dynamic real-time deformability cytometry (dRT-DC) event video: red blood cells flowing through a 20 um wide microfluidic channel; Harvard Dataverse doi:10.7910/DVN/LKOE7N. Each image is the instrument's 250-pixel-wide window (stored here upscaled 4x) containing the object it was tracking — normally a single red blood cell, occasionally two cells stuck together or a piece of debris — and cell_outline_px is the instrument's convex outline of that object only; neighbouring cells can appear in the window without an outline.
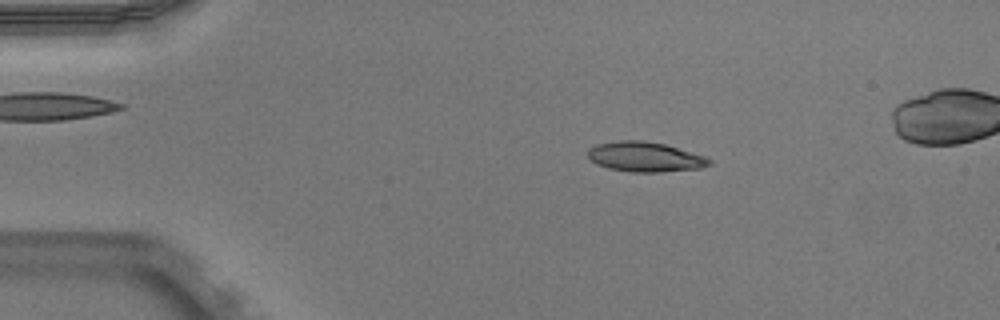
{"species": "Egyptian fruit bat (a non-hibernating species)", "species_latin": "Rousettus aegyptiacus", "temperature_condition": "warm", "stored_images_in_passage": 52, "camera_frame_rate_fps": 3000, "um_per_image_px": 0.085, "animal": {"sex": "male"}, "frame": {"image": 1, "passage_image": 10, "time_ms": 3.0, "image_size_px": [1000, 320], "cell_outline_px": [[712, 164], [700, 168], [660, 172], [632, 172], [608, 168], [596, 164], [588, 156], [588, 148], [596, 144], [616, 140], [644, 140], [664, 144], [704, 156], [712, 160]], "centroid_in_image_um": [54.8, 13.33], "position_along_channel_um": 30.2, "area_um2": 21.15}}
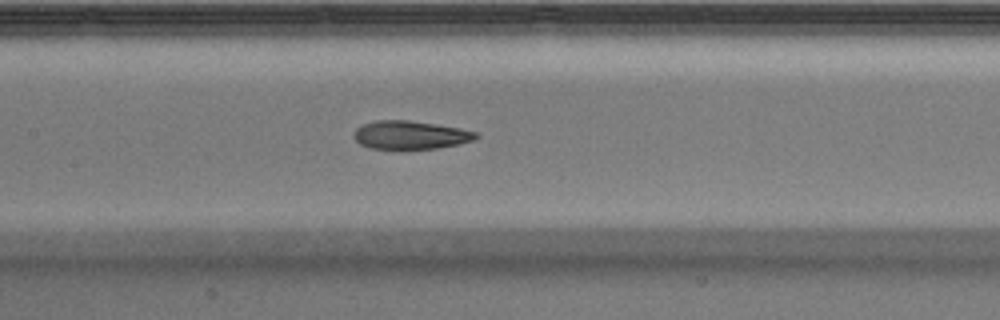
{"frame": {"image": 2, "passage_image": 25, "time_ms": 8.0, "image_size_px": [1000, 320], "cell_outline_px": [[480, 136], [472, 140], [460, 144], [440, 148], [404, 152], [368, 148], [360, 144], [352, 136], [352, 132], [360, 124], [376, 120], [408, 120], [436, 124], [460, 128], [476, 132]], "centroid_in_image_um": [34.82, 11.52], "position_along_channel_um": 172.6, "area_um2": 21.27}}
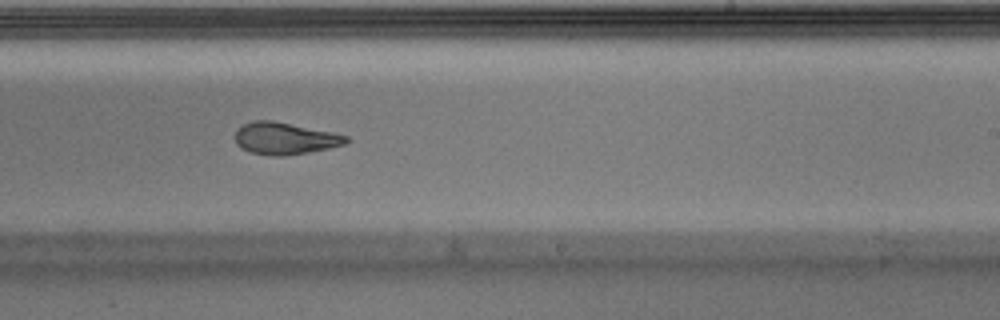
{"frame": {"image": 3, "passage_image": 32, "time_ms": 10.333, "image_size_px": [1000, 320], "cell_outline_px": [[352, 140], [344, 144], [328, 148], [308, 152], [284, 156], [272, 156], [252, 152], [236, 144], [236, 128], [252, 120], [272, 120], [332, 132], [348, 136]], "centroid_in_image_um": [24.22, 11.75], "position_along_channel_um": 264.8, "area_um2": 20.58}, "authors_computed_cell_mechanics": {"area_um2": 21.0681, "velocity_mm_per_s": 3.965, "shape_relaxation_time_tau1_ms": 3.8246, "shape_relaxation_time_tau2_ms": 2.2187, "deformation_change_tau1": 0.1801, "deformation_change_tau2": 0.107}}